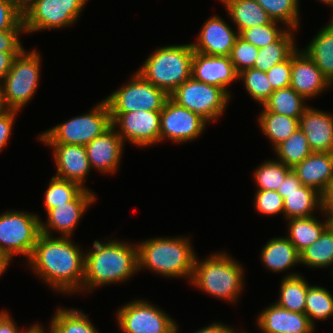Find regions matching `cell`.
Instances as JSON below:
<instances>
[{
  "instance_id": "obj_9",
  "label": "cell",
  "mask_w": 333,
  "mask_h": 333,
  "mask_svg": "<svg viewBox=\"0 0 333 333\" xmlns=\"http://www.w3.org/2000/svg\"><path fill=\"white\" fill-rule=\"evenodd\" d=\"M86 3L87 0H35L22 11L25 33L70 26Z\"/></svg>"
},
{
  "instance_id": "obj_34",
  "label": "cell",
  "mask_w": 333,
  "mask_h": 333,
  "mask_svg": "<svg viewBox=\"0 0 333 333\" xmlns=\"http://www.w3.org/2000/svg\"><path fill=\"white\" fill-rule=\"evenodd\" d=\"M52 333H99L82 310L58 308L50 323Z\"/></svg>"
},
{
  "instance_id": "obj_58",
  "label": "cell",
  "mask_w": 333,
  "mask_h": 333,
  "mask_svg": "<svg viewBox=\"0 0 333 333\" xmlns=\"http://www.w3.org/2000/svg\"><path fill=\"white\" fill-rule=\"evenodd\" d=\"M235 333H239V332H237V330H236ZM240 333H246V332H245V331H242V332H240Z\"/></svg>"
},
{
  "instance_id": "obj_14",
  "label": "cell",
  "mask_w": 333,
  "mask_h": 333,
  "mask_svg": "<svg viewBox=\"0 0 333 333\" xmlns=\"http://www.w3.org/2000/svg\"><path fill=\"white\" fill-rule=\"evenodd\" d=\"M110 115L112 126L123 142L128 140L137 147L152 146L160 142V111L138 110Z\"/></svg>"
},
{
  "instance_id": "obj_26",
  "label": "cell",
  "mask_w": 333,
  "mask_h": 333,
  "mask_svg": "<svg viewBox=\"0 0 333 333\" xmlns=\"http://www.w3.org/2000/svg\"><path fill=\"white\" fill-rule=\"evenodd\" d=\"M222 3L239 34L244 29L273 21L256 0H224Z\"/></svg>"
},
{
  "instance_id": "obj_12",
  "label": "cell",
  "mask_w": 333,
  "mask_h": 333,
  "mask_svg": "<svg viewBox=\"0 0 333 333\" xmlns=\"http://www.w3.org/2000/svg\"><path fill=\"white\" fill-rule=\"evenodd\" d=\"M147 300H133L117 311L120 330L124 333H178L174 320Z\"/></svg>"
},
{
  "instance_id": "obj_2",
  "label": "cell",
  "mask_w": 333,
  "mask_h": 333,
  "mask_svg": "<svg viewBox=\"0 0 333 333\" xmlns=\"http://www.w3.org/2000/svg\"><path fill=\"white\" fill-rule=\"evenodd\" d=\"M92 250L85 253V275L82 291L96 287L127 281L138 270L137 244L125 241L95 240Z\"/></svg>"
},
{
  "instance_id": "obj_10",
  "label": "cell",
  "mask_w": 333,
  "mask_h": 333,
  "mask_svg": "<svg viewBox=\"0 0 333 333\" xmlns=\"http://www.w3.org/2000/svg\"><path fill=\"white\" fill-rule=\"evenodd\" d=\"M169 97L209 123L222 116L231 95L222 88L196 81L191 77L178 86Z\"/></svg>"
},
{
  "instance_id": "obj_48",
  "label": "cell",
  "mask_w": 333,
  "mask_h": 333,
  "mask_svg": "<svg viewBox=\"0 0 333 333\" xmlns=\"http://www.w3.org/2000/svg\"><path fill=\"white\" fill-rule=\"evenodd\" d=\"M21 52H2L0 51V85L12 67V63Z\"/></svg>"
},
{
  "instance_id": "obj_25",
  "label": "cell",
  "mask_w": 333,
  "mask_h": 333,
  "mask_svg": "<svg viewBox=\"0 0 333 333\" xmlns=\"http://www.w3.org/2000/svg\"><path fill=\"white\" fill-rule=\"evenodd\" d=\"M283 198V216L286 220L299 217H311L315 210L323 209L322 194L316 189L302 185L292 193H279Z\"/></svg>"
},
{
  "instance_id": "obj_5",
  "label": "cell",
  "mask_w": 333,
  "mask_h": 333,
  "mask_svg": "<svg viewBox=\"0 0 333 333\" xmlns=\"http://www.w3.org/2000/svg\"><path fill=\"white\" fill-rule=\"evenodd\" d=\"M193 55L191 43L161 47L148 56L137 72L170 95L191 78Z\"/></svg>"
},
{
  "instance_id": "obj_13",
  "label": "cell",
  "mask_w": 333,
  "mask_h": 333,
  "mask_svg": "<svg viewBox=\"0 0 333 333\" xmlns=\"http://www.w3.org/2000/svg\"><path fill=\"white\" fill-rule=\"evenodd\" d=\"M209 124L200 115L178 105L170 97L160 111V142H191L199 137Z\"/></svg>"
},
{
  "instance_id": "obj_52",
  "label": "cell",
  "mask_w": 333,
  "mask_h": 333,
  "mask_svg": "<svg viewBox=\"0 0 333 333\" xmlns=\"http://www.w3.org/2000/svg\"><path fill=\"white\" fill-rule=\"evenodd\" d=\"M194 333H235L231 326H226L224 323H212Z\"/></svg>"
},
{
  "instance_id": "obj_38",
  "label": "cell",
  "mask_w": 333,
  "mask_h": 333,
  "mask_svg": "<svg viewBox=\"0 0 333 333\" xmlns=\"http://www.w3.org/2000/svg\"><path fill=\"white\" fill-rule=\"evenodd\" d=\"M292 171V168L286 166L279 160L265 161L254 171L257 190H274L284 181L285 177Z\"/></svg>"
},
{
  "instance_id": "obj_54",
  "label": "cell",
  "mask_w": 333,
  "mask_h": 333,
  "mask_svg": "<svg viewBox=\"0 0 333 333\" xmlns=\"http://www.w3.org/2000/svg\"><path fill=\"white\" fill-rule=\"evenodd\" d=\"M10 261L0 253V276L7 270Z\"/></svg>"
},
{
  "instance_id": "obj_50",
  "label": "cell",
  "mask_w": 333,
  "mask_h": 333,
  "mask_svg": "<svg viewBox=\"0 0 333 333\" xmlns=\"http://www.w3.org/2000/svg\"><path fill=\"white\" fill-rule=\"evenodd\" d=\"M16 322L12 319L11 315L6 311L0 312V333H24L15 325Z\"/></svg>"
},
{
  "instance_id": "obj_51",
  "label": "cell",
  "mask_w": 333,
  "mask_h": 333,
  "mask_svg": "<svg viewBox=\"0 0 333 333\" xmlns=\"http://www.w3.org/2000/svg\"><path fill=\"white\" fill-rule=\"evenodd\" d=\"M323 209L321 213L327 215L333 223V182L329 185L327 191L322 195Z\"/></svg>"
},
{
  "instance_id": "obj_47",
  "label": "cell",
  "mask_w": 333,
  "mask_h": 333,
  "mask_svg": "<svg viewBox=\"0 0 333 333\" xmlns=\"http://www.w3.org/2000/svg\"><path fill=\"white\" fill-rule=\"evenodd\" d=\"M18 110L4 109L0 112V151L4 149L10 139L13 124Z\"/></svg>"
},
{
  "instance_id": "obj_31",
  "label": "cell",
  "mask_w": 333,
  "mask_h": 333,
  "mask_svg": "<svg viewBox=\"0 0 333 333\" xmlns=\"http://www.w3.org/2000/svg\"><path fill=\"white\" fill-rule=\"evenodd\" d=\"M310 285L299 273L286 275L280 286L279 306L292 312L305 313L306 294Z\"/></svg>"
},
{
  "instance_id": "obj_7",
  "label": "cell",
  "mask_w": 333,
  "mask_h": 333,
  "mask_svg": "<svg viewBox=\"0 0 333 333\" xmlns=\"http://www.w3.org/2000/svg\"><path fill=\"white\" fill-rule=\"evenodd\" d=\"M17 55L1 86L5 109L20 111L33 98L40 80L41 58L33 49Z\"/></svg>"
},
{
  "instance_id": "obj_28",
  "label": "cell",
  "mask_w": 333,
  "mask_h": 333,
  "mask_svg": "<svg viewBox=\"0 0 333 333\" xmlns=\"http://www.w3.org/2000/svg\"><path fill=\"white\" fill-rule=\"evenodd\" d=\"M325 218L323 222L315 216L288 219L289 233L286 237L299 253L318 240L323 231L332 223L327 215Z\"/></svg>"
},
{
  "instance_id": "obj_29",
  "label": "cell",
  "mask_w": 333,
  "mask_h": 333,
  "mask_svg": "<svg viewBox=\"0 0 333 333\" xmlns=\"http://www.w3.org/2000/svg\"><path fill=\"white\" fill-rule=\"evenodd\" d=\"M293 31L288 28L275 42L260 48L253 68L267 72L274 65L287 60L298 49Z\"/></svg>"
},
{
  "instance_id": "obj_23",
  "label": "cell",
  "mask_w": 333,
  "mask_h": 333,
  "mask_svg": "<svg viewBox=\"0 0 333 333\" xmlns=\"http://www.w3.org/2000/svg\"><path fill=\"white\" fill-rule=\"evenodd\" d=\"M292 170L302 185L312 187L323 195L333 182V152H312Z\"/></svg>"
},
{
  "instance_id": "obj_49",
  "label": "cell",
  "mask_w": 333,
  "mask_h": 333,
  "mask_svg": "<svg viewBox=\"0 0 333 333\" xmlns=\"http://www.w3.org/2000/svg\"><path fill=\"white\" fill-rule=\"evenodd\" d=\"M302 186L301 181L298 179L297 175L293 170L285 177L284 181L281 183V186L278 187V193H292L297 191L298 188Z\"/></svg>"
},
{
  "instance_id": "obj_33",
  "label": "cell",
  "mask_w": 333,
  "mask_h": 333,
  "mask_svg": "<svg viewBox=\"0 0 333 333\" xmlns=\"http://www.w3.org/2000/svg\"><path fill=\"white\" fill-rule=\"evenodd\" d=\"M300 263L310 268L333 266V223L323 231L318 240L300 253Z\"/></svg>"
},
{
  "instance_id": "obj_41",
  "label": "cell",
  "mask_w": 333,
  "mask_h": 333,
  "mask_svg": "<svg viewBox=\"0 0 333 333\" xmlns=\"http://www.w3.org/2000/svg\"><path fill=\"white\" fill-rule=\"evenodd\" d=\"M278 21H272L262 26H253L244 29L239 36L257 48H263L275 42L287 29L278 28Z\"/></svg>"
},
{
  "instance_id": "obj_36",
  "label": "cell",
  "mask_w": 333,
  "mask_h": 333,
  "mask_svg": "<svg viewBox=\"0 0 333 333\" xmlns=\"http://www.w3.org/2000/svg\"><path fill=\"white\" fill-rule=\"evenodd\" d=\"M305 314L315 325V320H327L333 317V295L320 286L308 287L305 303Z\"/></svg>"
},
{
  "instance_id": "obj_46",
  "label": "cell",
  "mask_w": 333,
  "mask_h": 333,
  "mask_svg": "<svg viewBox=\"0 0 333 333\" xmlns=\"http://www.w3.org/2000/svg\"><path fill=\"white\" fill-rule=\"evenodd\" d=\"M23 32H25V28L0 31V51L22 52L24 48L19 38Z\"/></svg>"
},
{
  "instance_id": "obj_20",
  "label": "cell",
  "mask_w": 333,
  "mask_h": 333,
  "mask_svg": "<svg viewBox=\"0 0 333 333\" xmlns=\"http://www.w3.org/2000/svg\"><path fill=\"white\" fill-rule=\"evenodd\" d=\"M53 148V157L57 167V178L84 186L86 176L91 170L86 147L75 144H45Z\"/></svg>"
},
{
  "instance_id": "obj_57",
  "label": "cell",
  "mask_w": 333,
  "mask_h": 333,
  "mask_svg": "<svg viewBox=\"0 0 333 333\" xmlns=\"http://www.w3.org/2000/svg\"><path fill=\"white\" fill-rule=\"evenodd\" d=\"M320 2H323L324 4H327V5H331V7L333 8V0H320Z\"/></svg>"
},
{
  "instance_id": "obj_3",
  "label": "cell",
  "mask_w": 333,
  "mask_h": 333,
  "mask_svg": "<svg viewBox=\"0 0 333 333\" xmlns=\"http://www.w3.org/2000/svg\"><path fill=\"white\" fill-rule=\"evenodd\" d=\"M185 237H156L137 244L138 270L149 269L163 277H188L191 281L195 265V252Z\"/></svg>"
},
{
  "instance_id": "obj_37",
  "label": "cell",
  "mask_w": 333,
  "mask_h": 333,
  "mask_svg": "<svg viewBox=\"0 0 333 333\" xmlns=\"http://www.w3.org/2000/svg\"><path fill=\"white\" fill-rule=\"evenodd\" d=\"M274 21L281 22L286 28L297 30L299 27L298 0H256Z\"/></svg>"
},
{
  "instance_id": "obj_35",
  "label": "cell",
  "mask_w": 333,
  "mask_h": 333,
  "mask_svg": "<svg viewBox=\"0 0 333 333\" xmlns=\"http://www.w3.org/2000/svg\"><path fill=\"white\" fill-rule=\"evenodd\" d=\"M274 150L277 155L276 157H278L277 160L291 168L302 162L312 153L308 140L300 128L285 141L277 145Z\"/></svg>"
},
{
  "instance_id": "obj_22",
  "label": "cell",
  "mask_w": 333,
  "mask_h": 333,
  "mask_svg": "<svg viewBox=\"0 0 333 333\" xmlns=\"http://www.w3.org/2000/svg\"><path fill=\"white\" fill-rule=\"evenodd\" d=\"M312 152H333V116L308 106L299 119Z\"/></svg>"
},
{
  "instance_id": "obj_30",
  "label": "cell",
  "mask_w": 333,
  "mask_h": 333,
  "mask_svg": "<svg viewBox=\"0 0 333 333\" xmlns=\"http://www.w3.org/2000/svg\"><path fill=\"white\" fill-rule=\"evenodd\" d=\"M257 118L264 135L273 148L285 141L299 128V119L267 111L264 107Z\"/></svg>"
},
{
  "instance_id": "obj_44",
  "label": "cell",
  "mask_w": 333,
  "mask_h": 333,
  "mask_svg": "<svg viewBox=\"0 0 333 333\" xmlns=\"http://www.w3.org/2000/svg\"><path fill=\"white\" fill-rule=\"evenodd\" d=\"M24 28L22 10L12 0H0V31Z\"/></svg>"
},
{
  "instance_id": "obj_43",
  "label": "cell",
  "mask_w": 333,
  "mask_h": 333,
  "mask_svg": "<svg viewBox=\"0 0 333 333\" xmlns=\"http://www.w3.org/2000/svg\"><path fill=\"white\" fill-rule=\"evenodd\" d=\"M254 199L255 209L262 215L273 216L281 213L283 214V198L277 191L257 190Z\"/></svg>"
},
{
  "instance_id": "obj_15",
  "label": "cell",
  "mask_w": 333,
  "mask_h": 333,
  "mask_svg": "<svg viewBox=\"0 0 333 333\" xmlns=\"http://www.w3.org/2000/svg\"><path fill=\"white\" fill-rule=\"evenodd\" d=\"M96 195L89 189H83L72 201L58 205L47 211V223L40 221V231L52 236V231L59 232L61 237H71L78 221L87 208L96 200Z\"/></svg>"
},
{
  "instance_id": "obj_18",
  "label": "cell",
  "mask_w": 333,
  "mask_h": 333,
  "mask_svg": "<svg viewBox=\"0 0 333 333\" xmlns=\"http://www.w3.org/2000/svg\"><path fill=\"white\" fill-rule=\"evenodd\" d=\"M290 86L306 100L317 96L332 84L303 51L297 49L292 54V73Z\"/></svg>"
},
{
  "instance_id": "obj_55",
  "label": "cell",
  "mask_w": 333,
  "mask_h": 333,
  "mask_svg": "<svg viewBox=\"0 0 333 333\" xmlns=\"http://www.w3.org/2000/svg\"><path fill=\"white\" fill-rule=\"evenodd\" d=\"M22 11L35 0H12Z\"/></svg>"
},
{
  "instance_id": "obj_17",
  "label": "cell",
  "mask_w": 333,
  "mask_h": 333,
  "mask_svg": "<svg viewBox=\"0 0 333 333\" xmlns=\"http://www.w3.org/2000/svg\"><path fill=\"white\" fill-rule=\"evenodd\" d=\"M191 77L196 81L222 88L230 94L227 86L238 80V73L230 56L206 55L194 51Z\"/></svg>"
},
{
  "instance_id": "obj_21",
  "label": "cell",
  "mask_w": 333,
  "mask_h": 333,
  "mask_svg": "<svg viewBox=\"0 0 333 333\" xmlns=\"http://www.w3.org/2000/svg\"><path fill=\"white\" fill-rule=\"evenodd\" d=\"M257 325L262 333H312L315 327L305 313L286 310L277 303L261 311Z\"/></svg>"
},
{
  "instance_id": "obj_4",
  "label": "cell",
  "mask_w": 333,
  "mask_h": 333,
  "mask_svg": "<svg viewBox=\"0 0 333 333\" xmlns=\"http://www.w3.org/2000/svg\"><path fill=\"white\" fill-rule=\"evenodd\" d=\"M244 269L225 252L212 254L205 260L195 259L191 285L207 294L236 303L244 288Z\"/></svg>"
},
{
  "instance_id": "obj_39",
  "label": "cell",
  "mask_w": 333,
  "mask_h": 333,
  "mask_svg": "<svg viewBox=\"0 0 333 333\" xmlns=\"http://www.w3.org/2000/svg\"><path fill=\"white\" fill-rule=\"evenodd\" d=\"M84 188L79 184L53 176L44 195L46 212L72 201Z\"/></svg>"
},
{
  "instance_id": "obj_24",
  "label": "cell",
  "mask_w": 333,
  "mask_h": 333,
  "mask_svg": "<svg viewBox=\"0 0 333 333\" xmlns=\"http://www.w3.org/2000/svg\"><path fill=\"white\" fill-rule=\"evenodd\" d=\"M261 261L267 269L279 273L300 264V253L287 237H276L263 246Z\"/></svg>"
},
{
  "instance_id": "obj_16",
  "label": "cell",
  "mask_w": 333,
  "mask_h": 333,
  "mask_svg": "<svg viewBox=\"0 0 333 333\" xmlns=\"http://www.w3.org/2000/svg\"><path fill=\"white\" fill-rule=\"evenodd\" d=\"M221 17L211 16L201 28L193 50L206 55L230 56L239 32L234 31Z\"/></svg>"
},
{
  "instance_id": "obj_6",
  "label": "cell",
  "mask_w": 333,
  "mask_h": 333,
  "mask_svg": "<svg viewBox=\"0 0 333 333\" xmlns=\"http://www.w3.org/2000/svg\"><path fill=\"white\" fill-rule=\"evenodd\" d=\"M112 126L110 110L105 99L89 113L79 115L48 129L37 138L44 144H75L86 146Z\"/></svg>"
},
{
  "instance_id": "obj_40",
  "label": "cell",
  "mask_w": 333,
  "mask_h": 333,
  "mask_svg": "<svg viewBox=\"0 0 333 333\" xmlns=\"http://www.w3.org/2000/svg\"><path fill=\"white\" fill-rule=\"evenodd\" d=\"M240 79L243 81L248 94L262 106L274 92L266 72L248 68L238 74V80Z\"/></svg>"
},
{
  "instance_id": "obj_8",
  "label": "cell",
  "mask_w": 333,
  "mask_h": 333,
  "mask_svg": "<svg viewBox=\"0 0 333 333\" xmlns=\"http://www.w3.org/2000/svg\"><path fill=\"white\" fill-rule=\"evenodd\" d=\"M37 215L16 210L0 214V253L10 262L16 254L31 257L41 233Z\"/></svg>"
},
{
  "instance_id": "obj_1",
  "label": "cell",
  "mask_w": 333,
  "mask_h": 333,
  "mask_svg": "<svg viewBox=\"0 0 333 333\" xmlns=\"http://www.w3.org/2000/svg\"><path fill=\"white\" fill-rule=\"evenodd\" d=\"M70 237H53L40 233L27 264L55 291H82L85 253Z\"/></svg>"
},
{
  "instance_id": "obj_56",
  "label": "cell",
  "mask_w": 333,
  "mask_h": 333,
  "mask_svg": "<svg viewBox=\"0 0 333 333\" xmlns=\"http://www.w3.org/2000/svg\"><path fill=\"white\" fill-rule=\"evenodd\" d=\"M4 105L2 102V94H1V86H0V112H2L4 110Z\"/></svg>"
},
{
  "instance_id": "obj_42",
  "label": "cell",
  "mask_w": 333,
  "mask_h": 333,
  "mask_svg": "<svg viewBox=\"0 0 333 333\" xmlns=\"http://www.w3.org/2000/svg\"><path fill=\"white\" fill-rule=\"evenodd\" d=\"M258 50L259 48L245 41L240 36L237 38L232 48L230 59L238 74L245 69L253 68Z\"/></svg>"
},
{
  "instance_id": "obj_27",
  "label": "cell",
  "mask_w": 333,
  "mask_h": 333,
  "mask_svg": "<svg viewBox=\"0 0 333 333\" xmlns=\"http://www.w3.org/2000/svg\"><path fill=\"white\" fill-rule=\"evenodd\" d=\"M302 50L333 85V20L319 30L308 46Z\"/></svg>"
},
{
  "instance_id": "obj_45",
  "label": "cell",
  "mask_w": 333,
  "mask_h": 333,
  "mask_svg": "<svg viewBox=\"0 0 333 333\" xmlns=\"http://www.w3.org/2000/svg\"><path fill=\"white\" fill-rule=\"evenodd\" d=\"M292 73V55L279 64L274 65L266 72L268 81L273 90H279L290 86Z\"/></svg>"
},
{
  "instance_id": "obj_53",
  "label": "cell",
  "mask_w": 333,
  "mask_h": 333,
  "mask_svg": "<svg viewBox=\"0 0 333 333\" xmlns=\"http://www.w3.org/2000/svg\"><path fill=\"white\" fill-rule=\"evenodd\" d=\"M48 333H52L51 330L48 329ZM24 333H47L45 329L40 324H33L28 329L25 330Z\"/></svg>"
},
{
  "instance_id": "obj_19",
  "label": "cell",
  "mask_w": 333,
  "mask_h": 333,
  "mask_svg": "<svg viewBox=\"0 0 333 333\" xmlns=\"http://www.w3.org/2000/svg\"><path fill=\"white\" fill-rule=\"evenodd\" d=\"M85 147L91 169L95 168L104 174L117 171L121 163L124 142L115 127L111 126Z\"/></svg>"
},
{
  "instance_id": "obj_11",
  "label": "cell",
  "mask_w": 333,
  "mask_h": 333,
  "mask_svg": "<svg viewBox=\"0 0 333 333\" xmlns=\"http://www.w3.org/2000/svg\"><path fill=\"white\" fill-rule=\"evenodd\" d=\"M131 78L128 83L105 98L110 113L161 111L169 95L138 72Z\"/></svg>"
},
{
  "instance_id": "obj_32",
  "label": "cell",
  "mask_w": 333,
  "mask_h": 333,
  "mask_svg": "<svg viewBox=\"0 0 333 333\" xmlns=\"http://www.w3.org/2000/svg\"><path fill=\"white\" fill-rule=\"evenodd\" d=\"M304 100L306 99L303 96L289 86L275 90L263 107L269 112L300 119L308 107Z\"/></svg>"
}]
</instances>
